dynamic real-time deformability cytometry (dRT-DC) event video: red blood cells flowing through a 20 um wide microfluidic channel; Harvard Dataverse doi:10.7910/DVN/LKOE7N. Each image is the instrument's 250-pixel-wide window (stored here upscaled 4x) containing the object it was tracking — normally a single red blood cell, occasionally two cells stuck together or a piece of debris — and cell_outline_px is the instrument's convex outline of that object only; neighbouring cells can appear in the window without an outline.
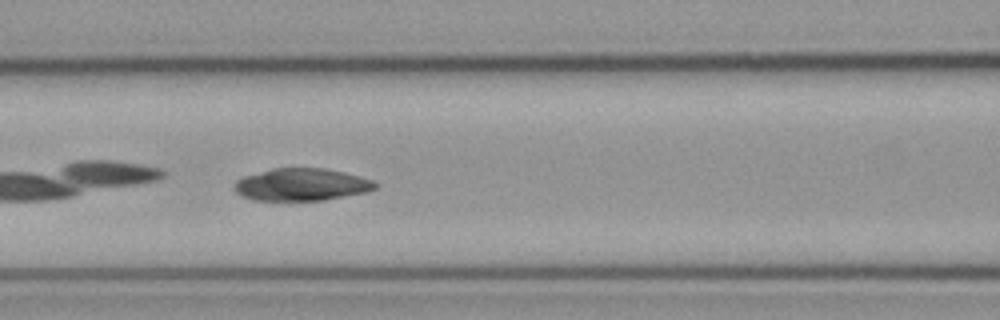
{"species": "common noctule bat (a hibernating species)", "species_latin": "Nyctalus noctula", "temperature_condition": "cold", "stored_images_in_passage": 38, "camera_frame_rate_fps": 3000, "um_per_image_px": 0.085, "animal": {"sex": "male", "body_mass_g": 23.1, "forearm_length_mm": 52.7}, "frame": {"image": 1, "passage_image": 7, "time_ms": 2.0, "image_size_px": [1000, 320], "cell_outline_px": [[380, 184], [376, 188], [368, 192], [324, 200], [252, 200], [240, 196], [236, 192], [236, 180], [244, 176], [272, 168], [324, 168], [344, 172], [372, 180]], "centroid_in_image_um": [25.65, 15.69], "position_along_channel_um": 140.9, "area_um2": 26.59}}
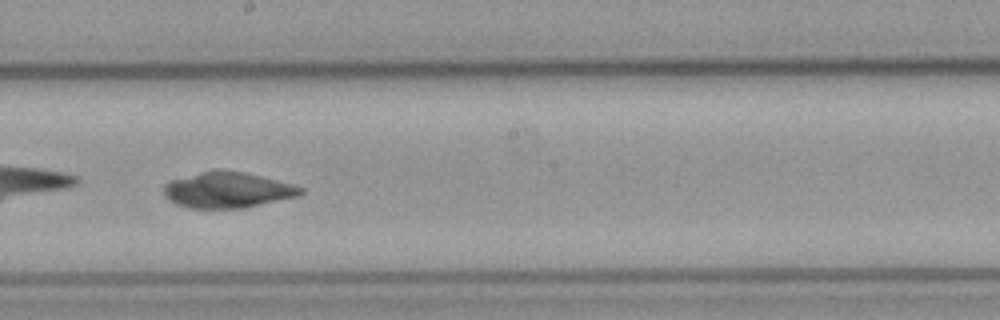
{"frame": {"image": 2, "passage_image": 14, "time_ms": 4.333, "image_size_px": [1000, 320], "cell_outline_px": [[304, 192], [300, 196], [244, 208], [188, 208], [176, 204], [168, 200], [164, 196], [164, 188], [172, 180], [200, 172], [244, 172], [276, 180], [304, 188]], "centroid_in_image_um": [19.37, 16.19], "position_along_channel_um": 228.8, "area_um2": 27.92}}
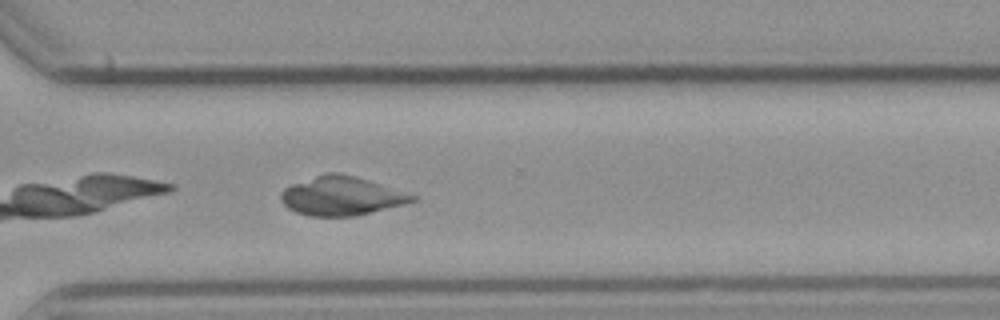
{"frame": {"image": 3, "passage_image": 23, "time_ms": 7.333, "image_size_px": [1000, 320], "cell_outline_px": [[420, 196], [416, 200], [404, 204], [356, 216], [308, 216], [296, 212], [288, 208], [280, 200], [280, 192], [284, 188], [292, 184], [324, 172], [340, 172], [356, 176]], "centroid_in_image_um": [29.02, 16.64], "position_along_channel_um": 341.6, "area_um2": 30.06}, "authors_computed_cell_mechanics": {"area_um2": 29.1312, "velocity_mm_per_s": 3.7645, "shape_relaxation_time_tau1_ms": null, "shape_relaxation_time_tau2_ms": 1.5787, "deformation_change_tau1": null, "deformation_change_tau2": 0.0401}}